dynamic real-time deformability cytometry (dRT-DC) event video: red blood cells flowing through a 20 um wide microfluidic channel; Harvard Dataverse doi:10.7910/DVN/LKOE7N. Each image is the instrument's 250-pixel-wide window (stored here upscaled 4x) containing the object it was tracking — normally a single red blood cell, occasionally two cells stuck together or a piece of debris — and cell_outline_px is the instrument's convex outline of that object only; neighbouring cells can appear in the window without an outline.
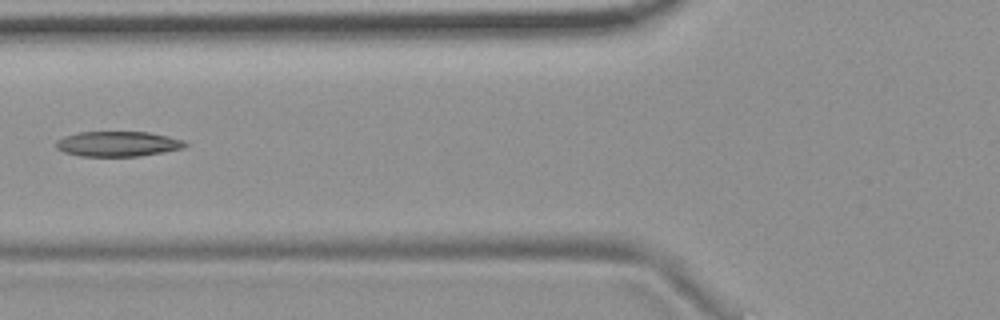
{"species": "common noctule bat (a hibernating species)", "species_latin": "Nyctalus noctula", "temperature_condition": "room temperature", "stored_images_in_passage": 3, "camera_frame_rate_fps": 3000, "um_per_image_px": 0.085, "animal": {"sex": "female", "body_mass_g": 19.9}, "frame": {"image": 1, "passage_image": 3, "time_ms": 0.667, "image_size_px": [1000, 320], "cell_outline_px": [[188, 144], [184, 148], [164, 152], [140, 156], [80, 156], [64, 152], [56, 148], [56, 140], [64, 136], [80, 132], [148, 132], [168, 136], [184, 140]], "centroid_in_image_um": [10.03, 12.23], "position_along_channel_um": 115.8, "area_um2": 18.96}}